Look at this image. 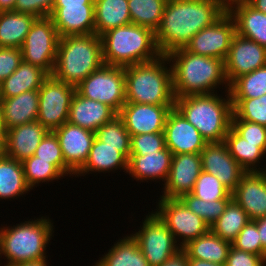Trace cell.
Returning a JSON list of instances; mask_svg holds the SVG:
<instances>
[{"label":"cell","mask_w":266,"mask_h":266,"mask_svg":"<svg viewBox=\"0 0 266 266\" xmlns=\"http://www.w3.org/2000/svg\"><path fill=\"white\" fill-rule=\"evenodd\" d=\"M231 127L246 141L266 143V126L245 120H231Z\"/></svg>","instance_id":"46"},{"label":"cell","mask_w":266,"mask_h":266,"mask_svg":"<svg viewBox=\"0 0 266 266\" xmlns=\"http://www.w3.org/2000/svg\"><path fill=\"white\" fill-rule=\"evenodd\" d=\"M54 132L59 139L65 164L76 173L89 156L95 132L69 122Z\"/></svg>","instance_id":"19"},{"label":"cell","mask_w":266,"mask_h":266,"mask_svg":"<svg viewBox=\"0 0 266 266\" xmlns=\"http://www.w3.org/2000/svg\"><path fill=\"white\" fill-rule=\"evenodd\" d=\"M232 246L238 250L252 253L266 259V252L262 249L258 229L254 221H249L240 231Z\"/></svg>","instance_id":"44"},{"label":"cell","mask_w":266,"mask_h":266,"mask_svg":"<svg viewBox=\"0 0 266 266\" xmlns=\"http://www.w3.org/2000/svg\"><path fill=\"white\" fill-rule=\"evenodd\" d=\"M139 228L131 235L150 266H160L182 249L165 222L153 210L144 217Z\"/></svg>","instance_id":"10"},{"label":"cell","mask_w":266,"mask_h":266,"mask_svg":"<svg viewBox=\"0 0 266 266\" xmlns=\"http://www.w3.org/2000/svg\"><path fill=\"white\" fill-rule=\"evenodd\" d=\"M76 91L87 99L109 105L119 113L126 103L124 67L103 64L77 85Z\"/></svg>","instance_id":"8"},{"label":"cell","mask_w":266,"mask_h":266,"mask_svg":"<svg viewBox=\"0 0 266 266\" xmlns=\"http://www.w3.org/2000/svg\"><path fill=\"white\" fill-rule=\"evenodd\" d=\"M95 34L131 23L128 0H94Z\"/></svg>","instance_id":"32"},{"label":"cell","mask_w":266,"mask_h":266,"mask_svg":"<svg viewBox=\"0 0 266 266\" xmlns=\"http://www.w3.org/2000/svg\"><path fill=\"white\" fill-rule=\"evenodd\" d=\"M266 65V48L237 33L224 60L225 76L230 85L236 78Z\"/></svg>","instance_id":"14"},{"label":"cell","mask_w":266,"mask_h":266,"mask_svg":"<svg viewBox=\"0 0 266 266\" xmlns=\"http://www.w3.org/2000/svg\"><path fill=\"white\" fill-rule=\"evenodd\" d=\"M163 133L166 147L173 155L201 153L207 144L200 132L175 107L167 116Z\"/></svg>","instance_id":"18"},{"label":"cell","mask_w":266,"mask_h":266,"mask_svg":"<svg viewBox=\"0 0 266 266\" xmlns=\"http://www.w3.org/2000/svg\"><path fill=\"white\" fill-rule=\"evenodd\" d=\"M252 7L266 14V0H246Z\"/></svg>","instance_id":"57"},{"label":"cell","mask_w":266,"mask_h":266,"mask_svg":"<svg viewBox=\"0 0 266 266\" xmlns=\"http://www.w3.org/2000/svg\"><path fill=\"white\" fill-rule=\"evenodd\" d=\"M160 266H188L187 254L181 249Z\"/></svg>","instance_id":"50"},{"label":"cell","mask_w":266,"mask_h":266,"mask_svg":"<svg viewBox=\"0 0 266 266\" xmlns=\"http://www.w3.org/2000/svg\"><path fill=\"white\" fill-rule=\"evenodd\" d=\"M124 72L126 103L175 104L172 70L166 55L149 62L125 66Z\"/></svg>","instance_id":"5"},{"label":"cell","mask_w":266,"mask_h":266,"mask_svg":"<svg viewBox=\"0 0 266 266\" xmlns=\"http://www.w3.org/2000/svg\"><path fill=\"white\" fill-rule=\"evenodd\" d=\"M166 57L171 65L175 98L192 94L217 93V89L223 90V86L225 91H229L223 60L196 55L185 48L176 49Z\"/></svg>","instance_id":"2"},{"label":"cell","mask_w":266,"mask_h":266,"mask_svg":"<svg viewBox=\"0 0 266 266\" xmlns=\"http://www.w3.org/2000/svg\"><path fill=\"white\" fill-rule=\"evenodd\" d=\"M166 148L163 132L131 136L130 156H145Z\"/></svg>","instance_id":"45"},{"label":"cell","mask_w":266,"mask_h":266,"mask_svg":"<svg viewBox=\"0 0 266 266\" xmlns=\"http://www.w3.org/2000/svg\"><path fill=\"white\" fill-rule=\"evenodd\" d=\"M225 266H266V259L231 246Z\"/></svg>","instance_id":"49"},{"label":"cell","mask_w":266,"mask_h":266,"mask_svg":"<svg viewBox=\"0 0 266 266\" xmlns=\"http://www.w3.org/2000/svg\"><path fill=\"white\" fill-rule=\"evenodd\" d=\"M216 2L225 12H229L234 6L241 4L246 0H213Z\"/></svg>","instance_id":"53"},{"label":"cell","mask_w":266,"mask_h":266,"mask_svg":"<svg viewBox=\"0 0 266 266\" xmlns=\"http://www.w3.org/2000/svg\"><path fill=\"white\" fill-rule=\"evenodd\" d=\"M236 24V33L266 48V14L252 7L247 1L228 12Z\"/></svg>","instance_id":"28"},{"label":"cell","mask_w":266,"mask_h":266,"mask_svg":"<svg viewBox=\"0 0 266 266\" xmlns=\"http://www.w3.org/2000/svg\"><path fill=\"white\" fill-rule=\"evenodd\" d=\"M231 246L232 243L209 230L204 235L190 241L182 249L186 252L187 258L225 264Z\"/></svg>","instance_id":"31"},{"label":"cell","mask_w":266,"mask_h":266,"mask_svg":"<svg viewBox=\"0 0 266 266\" xmlns=\"http://www.w3.org/2000/svg\"><path fill=\"white\" fill-rule=\"evenodd\" d=\"M95 137L105 145L130 146L131 143V135L119 115L98 128Z\"/></svg>","instance_id":"43"},{"label":"cell","mask_w":266,"mask_h":266,"mask_svg":"<svg viewBox=\"0 0 266 266\" xmlns=\"http://www.w3.org/2000/svg\"><path fill=\"white\" fill-rule=\"evenodd\" d=\"M117 115L118 113L109 105L87 99L76 91L71 101L67 122L95 132Z\"/></svg>","instance_id":"25"},{"label":"cell","mask_w":266,"mask_h":266,"mask_svg":"<svg viewBox=\"0 0 266 266\" xmlns=\"http://www.w3.org/2000/svg\"><path fill=\"white\" fill-rule=\"evenodd\" d=\"M52 221L49 217L42 216L13 225V227L1 225L0 258L3 257L6 262L4 261V265L0 262V266H13L20 262L48 259L46 249L54 237L55 228Z\"/></svg>","instance_id":"4"},{"label":"cell","mask_w":266,"mask_h":266,"mask_svg":"<svg viewBox=\"0 0 266 266\" xmlns=\"http://www.w3.org/2000/svg\"><path fill=\"white\" fill-rule=\"evenodd\" d=\"M103 64L100 36H64L59 39L52 76L76 87Z\"/></svg>","instance_id":"6"},{"label":"cell","mask_w":266,"mask_h":266,"mask_svg":"<svg viewBox=\"0 0 266 266\" xmlns=\"http://www.w3.org/2000/svg\"><path fill=\"white\" fill-rule=\"evenodd\" d=\"M231 120H245L266 126V94L251 99H231Z\"/></svg>","instance_id":"39"},{"label":"cell","mask_w":266,"mask_h":266,"mask_svg":"<svg viewBox=\"0 0 266 266\" xmlns=\"http://www.w3.org/2000/svg\"><path fill=\"white\" fill-rule=\"evenodd\" d=\"M21 62V48L0 47V83L15 72Z\"/></svg>","instance_id":"48"},{"label":"cell","mask_w":266,"mask_h":266,"mask_svg":"<svg viewBox=\"0 0 266 266\" xmlns=\"http://www.w3.org/2000/svg\"><path fill=\"white\" fill-rule=\"evenodd\" d=\"M99 258L92 266H150L131 234L114 242Z\"/></svg>","instance_id":"30"},{"label":"cell","mask_w":266,"mask_h":266,"mask_svg":"<svg viewBox=\"0 0 266 266\" xmlns=\"http://www.w3.org/2000/svg\"><path fill=\"white\" fill-rule=\"evenodd\" d=\"M4 155V134H0V158Z\"/></svg>","instance_id":"58"},{"label":"cell","mask_w":266,"mask_h":266,"mask_svg":"<svg viewBox=\"0 0 266 266\" xmlns=\"http://www.w3.org/2000/svg\"><path fill=\"white\" fill-rule=\"evenodd\" d=\"M202 171L200 153L173 155L167 180L160 197L179 199L193 191L195 182Z\"/></svg>","instance_id":"15"},{"label":"cell","mask_w":266,"mask_h":266,"mask_svg":"<svg viewBox=\"0 0 266 266\" xmlns=\"http://www.w3.org/2000/svg\"><path fill=\"white\" fill-rule=\"evenodd\" d=\"M83 4H94V0H55L54 6H74Z\"/></svg>","instance_id":"52"},{"label":"cell","mask_w":266,"mask_h":266,"mask_svg":"<svg viewBox=\"0 0 266 266\" xmlns=\"http://www.w3.org/2000/svg\"><path fill=\"white\" fill-rule=\"evenodd\" d=\"M231 99L258 98L266 94V65L236 78L229 85Z\"/></svg>","instance_id":"37"},{"label":"cell","mask_w":266,"mask_h":266,"mask_svg":"<svg viewBox=\"0 0 266 266\" xmlns=\"http://www.w3.org/2000/svg\"><path fill=\"white\" fill-rule=\"evenodd\" d=\"M55 0H16L14 12L34 15L37 18L50 16Z\"/></svg>","instance_id":"47"},{"label":"cell","mask_w":266,"mask_h":266,"mask_svg":"<svg viewBox=\"0 0 266 266\" xmlns=\"http://www.w3.org/2000/svg\"><path fill=\"white\" fill-rule=\"evenodd\" d=\"M48 133L38 121L15 126L4 132V155L17 161L33 156Z\"/></svg>","instance_id":"23"},{"label":"cell","mask_w":266,"mask_h":266,"mask_svg":"<svg viewBox=\"0 0 266 266\" xmlns=\"http://www.w3.org/2000/svg\"><path fill=\"white\" fill-rule=\"evenodd\" d=\"M76 87L49 75L38 90L37 121L48 131H54L68 121L69 109Z\"/></svg>","instance_id":"11"},{"label":"cell","mask_w":266,"mask_h":266,"mask_svg":"<svg viewBox=\"0 0 266 266\" xmlns=\"http://www.w3.org/2000/svg\"><path fill=\"white\" fill-rule=\"evenodd\" d=\"M47 259H39V260H33L28 262H20L13 266H49V263H47Z\"/></svg>","instance_id":"55"},{"label":"cell","mask_w":266,"mask_h":266,"mask_svg":"<svg viewBox=\"0 0 266 266\" xmlns=\"http://www.w3.org/2000/svg\"><path fill=\"white\" fill-rule=\"evenodd\" d=\"M249 221L247 213L232 198L221 216L211 225L210 230L223 240L232 243Z\"/></svg>","instance_id":"35"},{"label":"cell","mask_w":266,"mask_h":266,"mask_svg":"<svg viewBox=\"0 0 266 266\" xmlns=\"http://www.w3.org/2000/svg\"><path fill=\"white\" fill-rule=\"evenodd\" d=\"M168 0H128L131 23L155 32Z\"/></svg>","instance_id":"36"},{"label":"cell","mask_w":266,"mask_h":266,"mask_svg":"<svg viewBox=\"0 0 266 266\" xmlns=\"http://www.w3.org/2000/svg\"><path fill=\"white\" fill-rule=\"evenodd\" d=\"M158 199L154 210L165 222L181 248L210 230L209 225L200 216L190 211L179 199L163 197Z\"/></svg>","instance_id":"12"},{"label":"cell","mask_w":266,"mask_h":266,"mask_svg":"<svg viewBox=\"0 0 266 266\" xmlns=\"http://www.w3.org/2000/svg\"><path fill=\"white\" fill-rule=\"evenodd\" d=\"M36 18L14 11L0 12V47L21 48Z\"/></svg>","instance_id":"33"},{"label":"cell","mask_w":266,"mask_h":266,"mask_svg":"<svg viewBox=\"0 0 266 266\" xmlns=\"http://www.w3.org/2000/svg\"><path fill=\"white\" fill-rule=\"evenodd\" d=\"M225 97L218 93L192 94L175 98L174 107L207 141L224 142L231 127L233 114L229 91Z\"/></svg>","instance_id":"3"},{"label":"cell","mask_w":266,"mask_h":266,"mask_svg":"<svg viewBox=\"0 0 266 266\" xmlns=\"http://www.w3.org/2000/svg\"><path fill=\"white\" fill-rule=\"evenodd\" d=\"M22 165L26 184L31 190L39 186V184L45 182L47 184L49 181L52 183L53 180L58 181L65 178L50 161L37 160L35 155L23 160Z\"/></svg>","instance_id":"38"},{"label":"cell","mask_w":266,"mask_h":266,"mask_svg":"<svg viewBox=\"0 0 266 266\" xmlns=\"http://www.w3.org/2000/svg\"><path fill=\"white\" fill-rule=\"evenodd\" d=\"M34 155L37 160L50 161L64 176L74 177L75 173L65 164L60 142L54 131H48Z\"/></svg>","instance_id":"40"},{"label":"cell","mask_w":266,"mask_h":266,"mask_svg":"<svg viewBox=\"0 0 266 266\" xmlns=\"http://www.w3.org/2000/svg\"><path fill=\"white\" fill-rule=\"evenodd\" d=\"M254 222L258 229L262 249L266 252V216L256 219Z\"/></svg>","instance_id":"51"},{"label":"cell","mask_w":266,"mask_h":266,"mask_svg":"<svg viewBox=\"0 0 266 266\" xmlns=\"http://www.w3.org/2000/svg\"><path fill=\"white\" fill-rule=\"evenodd\" d=\"M191 194L208 202L220 199H232V193L226 189L220 180L203 170L195 182Z\"/></svg>","instance_id":"42"},{"label":"cell","mask_w":266,"mask_h":266,"mask_svg":"<svg viewBox=\"0 0 266 266\" xmlns=\"http://www.w3.org/2000/svg\"><path fill=\"white\" fill-rule=\"evenodd\" d=\"M38 108V90L0 99V121L3 131L37 121Z\"/></svg>","instance_id":"24"},{"label":"cell","mask_w":266,"mask_h":266,"mask_svg":"<svg viewBox=\"0 0 266 266\" xmlns=\"http://www.w3.org/2000/svg\"><path fill=\"white\" fill-rule=\"evenodd\" d=\"M235 34V21L228 12H225L211 26L195 34L184 48L196 55L219 58L224 61Z\"/></svg>","instance_id":"13"},{"label":"cell","mask_w":266,"mask_h":266,"mask_svg":"<svg viewBox=\"0 0 266 266\" xmlns=\"http://www.w3.org/2000/svg\"><path fill=\"white\" fill-rule=\"evenodd\" d=\"M50 17L60 38L95 33L94 4L54 6Z\"/></svg>","instance_id":"22"},{"label":"cell","mask_w":266,"mask_h":266,"mask_svg":"<svg viewBox=\"0 0 266 266\" xmlns=\"http://www.w3.org/2000/svg\"><path fill=\"white\" fill-rule=\"evenodd\" d=\"M200 156L202 170L216 176L232 193L246 171L230 155L225 143H207Z\"/></svg>","instance_id":"17"},{"label":"cell","mask_w":266,"mask_h":266,"mask_svg":"<svg viewBox=\"0 0 266 266\" xmlns=\"http://www.w3.org/2000/svg\"><path fill=\"white\" fill-rule=\"evenodd\" d=\"M172 158L173 154L167 147L145 156H130L127 174L140 183L148 182V180L153 182H161L162 180L165 183L171 168Z\"/></svg>","instance_id":"26"},{"label":"cell","mask_w":266,"mask_h":266,"mask_svg":"<svg viewBox=\"0 0 266 266\" xmlns=\"http://www.w3.org/2000/svg\"><path fill=\"white\" fill-rule=\"evenodd\" d=\"M48 76L43 69L22 61L17 70L0 83V99L39 90Z\"/></svg>","instance_id":"29"},{"label":"cell","mask_w":266,"mask_h":266,"mask_svg":"<svg viewBox=\"0 0 266 266\" xmlns=\"http://www.w3.org/2000/svg\"><path fill=\"white\" fill-rule=\"evenodd\" d=\"M60 36L50 16L36 18L21 46L22 61L52 75Z\"/></svg>","instance_id":"9"},{"label":"cell","mask_w":266,"mask_h":266,"mask_svg":"<svg viewBox=\"0 0 266 266\" xmlns=\"http://www.w3.org/2000/svg\"><path fill=\"white\" fill-rule=\"evenodd\" d=\"M179 200L193 213L200 216L208 225H211L224 212L228 202L231 199H220L214 201H204L192 195L185 194Z\"/></svg>","instance_id":"41"},{"label":"cell","mask_w":266,"mask_h":266,"mask_svg":"<svg viewBox=\"0 0 266 266\" xmlns=\"http://www.w3.org/2000/svg\"><path fill=\"white\" fill-rule=\"evenodd\" d=\"M224 143L230 155L246 171H266V167L260 168L261 160L266 159V143H251L241 137L230 127ZM264 158V159H263Z\"/></svg>","instance_id":"27"},{"label":"cell","mask_w":266,"mask_h":266,"mask_svg":"<svg viewBox=\"0 0 266 266\" xmlns=\"http://www.w3.org/2000/svg\"><path fill=\"white\" fill-rule=\"evenodd\" d=\"M224 13L213 0H168L155 31L160 54L184 48L195 34L211 26Z\"/></svg>","instance_id":"1"},{"label":"cell","mask_w":266,"mask_h":266,"mask_svg":"<svg viewBox=\"0 0 266 266\" xmlns=\"http://www.w3.org/2000/svg\"><path fill=\"white\" fill-rule=\"evenodd\" d=\"M188 266H225V264H218L205 260L188 258Z\"/></svg>","instance_id":"54"},{"label":"cell","mask_w":266,"mask_h":266,"mask_svg":"<svg viewBox=\"0 0 266 266\" xmlns=\"http://www.w3.org/2000/svg\"><path fill=\"white\" fill-rule=\"evenodd\" d=\"M30 191L25 181L22 162L3 155L0 158V200L21 198Z\"/></svg>","instance_id":"34"},{"label":"cell","mask_w":266,"mask_h":266,"mask_svg":"<svg viewBox=\"0 0 266 266\" xmlns=\"http://www.w3.org/2000/svg\"><path fill=\"white\" fill-rule=\"evenodd\" d=\"M104 64L129 66L161 56L155 32L133 23L113 28L101 36Z\"/></svg>","instance_id":"7"},{"label":"cell","mask_w":266,"mask_h":266,"mask_svg":"<svg viewBox=\"0 0 266 266\" xmlns=\"http://www.w3.org/2000/svg\"><path fill=\"white\" fill-rule=\"evenodd\" d=\"M0 134H4V131H3L2 126H1V121H0Z\"/></svg>","instance_id":"59"},{"label":"cell","mask_w":266,"mask_h":266,"mask_svg":"<svg viewBox=\"0 0 266 266\" xmlns=\"http://www.w3.org/2000/svg\"><path fill=\"white\" fill-rule=\"evenodd\" d=\"M16 0H0V12L13 11Z\"/></svg>","instance_id":"56"},{"label":"cell","mask_w":266,"mask_h":266,"mask_svg":"<svg viewBox=\"0 0 266 266\" xmlns=\"http://www.w3.org/2000/svg\"><path fill=\"white\" fill-rule=\"evenodd\" d=\"M232 198L251 221L266 216V171L245 172L232 192Z\"/></svg>","instance_id":"20"},{"label":"cell","mask_w":266,"mask_h":266,"mask_svg":"<svg viewBox=\"0 0 266 266\" xmlns=\"http://www.w3.org/2000/svg\"><path fill=\"white\" fill-rule=\"evenodd\" d=\"M130 157V146H111L99 141L96 137L92 143L89 156L84 165L75 173V177L86 174L97 175V172L110 173L124 170L127 173L128 160Z\"/></svg>","instance_id":"21"},{"label":"cell","mask_w":266,"mask_h":266,"mask_svg":"<svg viewBox=\"0 0 266 266\" xmlns=\"http://www.w3.org/2000/svg\"><path fill=\"white\" fill-rule=\"evenodd\" d=\"M174 105L125 103L118 113L129 134L163 132L167 116Z\"/></svg>","instance_id":"16"}]
</instances>
